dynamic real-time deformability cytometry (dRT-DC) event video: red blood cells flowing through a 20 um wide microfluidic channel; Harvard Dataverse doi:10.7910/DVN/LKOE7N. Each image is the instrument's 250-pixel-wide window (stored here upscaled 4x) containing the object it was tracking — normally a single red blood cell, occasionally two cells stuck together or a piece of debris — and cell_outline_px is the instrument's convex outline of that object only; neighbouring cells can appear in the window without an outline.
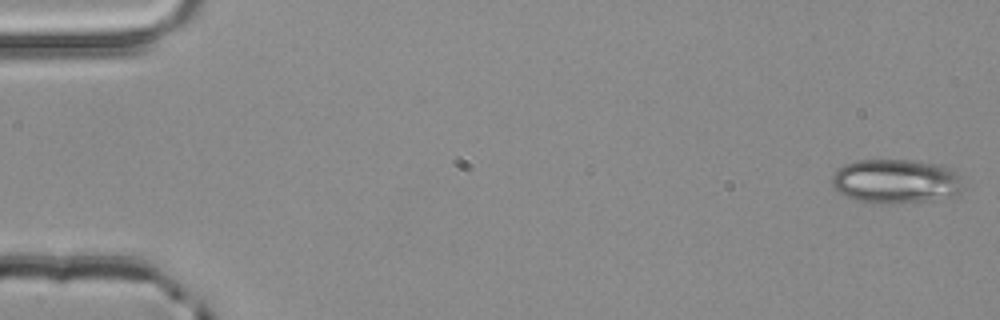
{"species": "common noctule bat (a hibernating species)", "species_latin": "Nyctalus noctula", "temperature_condition": "room temperature", "stored_images_in_passage": 5, "segment_of_instrument_passage": [1, 2], "camera_frame_rate_fps": 3000, "um_per_image_px": 0.085, "animal": {"sex": "male", "body_mass_g": 20.4}, "frame": {"image": 1, "passage_image": 1, "time_ms": 0.0, "image_size_px": [1000, 320], "cell_outline_px": [[964, 188], [956, 196], [928, 200], [888, 204], [880, 204], [856, 200], [844, 196], [832, 184], [832, 176], [844, 164], [856, 160], [904, 160], [936, 164], [952, 168], [960, 176]], "centroid_in_image_um": [76.17, 15.41], "position_along_channel_um": 8.8, "area_um2": 33.87}}